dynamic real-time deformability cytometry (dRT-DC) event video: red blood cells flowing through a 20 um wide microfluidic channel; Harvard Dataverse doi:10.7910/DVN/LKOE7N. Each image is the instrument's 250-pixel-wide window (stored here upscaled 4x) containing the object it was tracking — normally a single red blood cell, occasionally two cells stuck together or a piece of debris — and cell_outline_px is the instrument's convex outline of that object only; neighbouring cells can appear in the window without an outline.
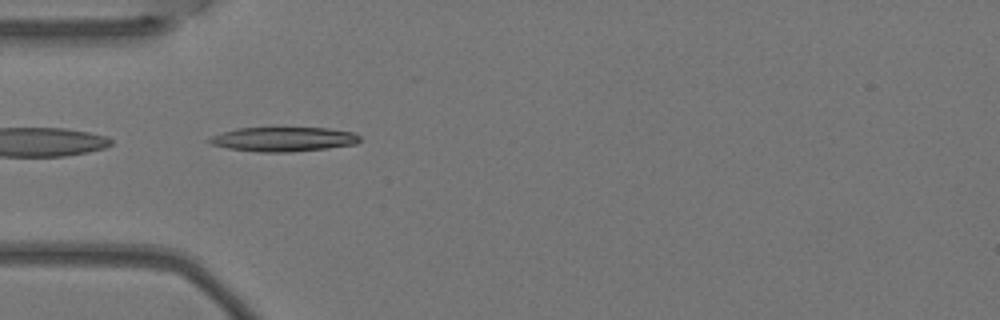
{"species": "Egyptian fruit bat (a non-hibernating species)", "species_latin": "Rousettus aegyptiacus", "temperature_condition": "warm", "stored_images_in_passage": 8, "camera_frame_rate_fps": 3000, "um_per_image_px": 0.085, "animal": {"sex": "female"}, "frame": {"image": 1, "passage_image": 5, "time_ms": 1.333, "image_size_px": [1000, 320], "cell_outline_px": [[360, 140], [356, 144], [328, 148], [288, 152], [260, 152], [228, 148], [212, 144], [204, 140], [212, 136], [236, 128], [328, 128], [352, 132], [360, 136]], "centroid_in_image_um": [24.09, 11.83], "position_along_channel_um": 60.9, "area_um2": 21.27}}
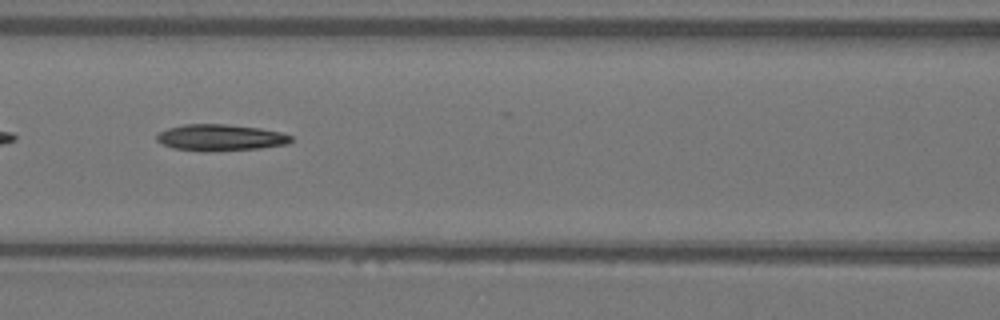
{"frame": {"image": 2, "passage_image": 7, "time_ms": 2.0, "image_size_px": [1000, 320], "cell_outline_px": [[292, 140], [288, 144], [260, 148], [204, 152], [172, 148], [156, 140], [156, 136], [160, 132], [168, 128], [184, 124], [224, 124], [260, 128], [280, 132], [292, 136]], "centroid_in_image_um": [18.73, 11.7], "position_along_channel_um": 147.9, "area_um2": 20.69}}
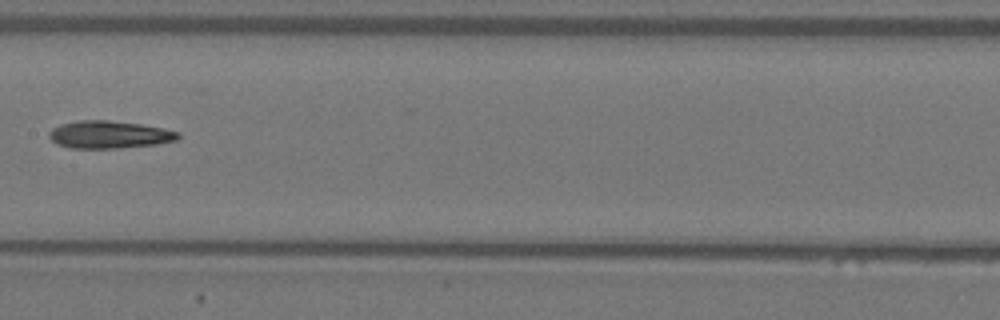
{"frame": {"image": 3, "passage_image": 8, "time_ms": 2.333, "image_size_px": [1000, 320], "cell_outline_px": [[180, 136], [176, 140], [156, 144], [120, 148], [68, 148], [56, 144], [48, 136], [48, 132], [52, 128], [60, 124], [80, 120], [108, 120], [140, 124], [164, 128], [180, 132]], "centroid_in_image_um": [9.26, 11.44], "position_along_channel_um": 198.1, "area_um2": 20.81}}